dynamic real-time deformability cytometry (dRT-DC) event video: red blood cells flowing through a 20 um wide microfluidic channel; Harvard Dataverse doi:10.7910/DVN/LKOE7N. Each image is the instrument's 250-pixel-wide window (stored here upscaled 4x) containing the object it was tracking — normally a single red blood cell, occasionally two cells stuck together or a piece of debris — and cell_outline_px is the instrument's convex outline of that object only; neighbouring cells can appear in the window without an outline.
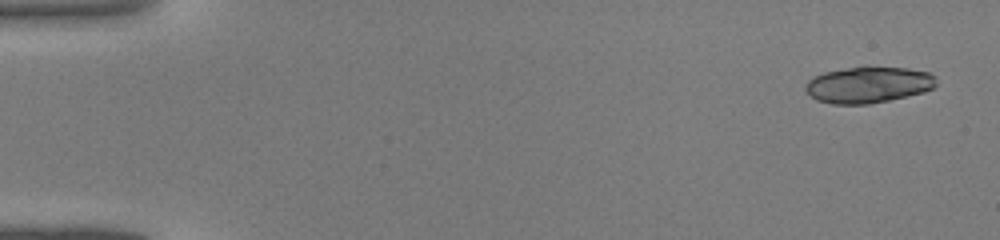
{"species": "common noctule bat (a hibernating species)", "species_latin": "Nyctalus noctula", "temperature_condition": "warm", "stored_images_in_passage": 42, "camera_frame_rate_fps": 3000, "um_per_image_px": 0.085, "animal": {"sex": "male", "body_mass_g": 19.0, "forearm_length_mm": 50.8}, "frame": {"image": 1, "passage_image": 1, "time_ms": 0.0, "image_size_px": [1000, 240], "cell_outline_px": [[936, 84], [932, 88], [924, 92], [888, 100], [868, 104], [832, 104], [816, 100], [804, 88], [804, 84], [812, 76], [824, 72], [848, 68], [908, 68], [928, 72], [936, 76]], "centroid_in_image_um": [73.78, 7.22], "position_along_channel_um": 11.2, "area_um2": 27.34}}
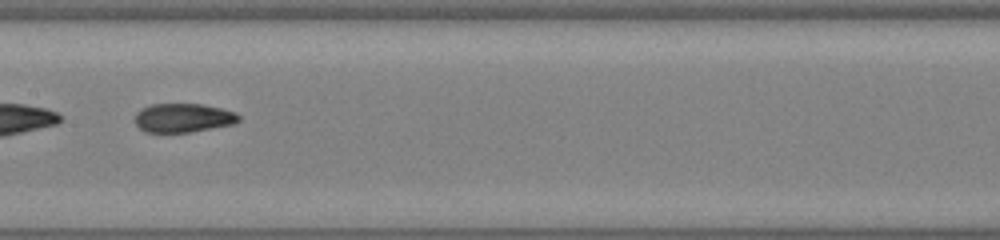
{"frame": {"image": 2, "passage_image": 22, "time_ms": 7.0, "image_size_px": [1000, 240], "cell_outline_px": [[240, 120], [236, 124], [188, 132], [148, 132], [140, 128], [136, 124], [136, 112], [140, 108], [152, 104], [204, 104], [236, 112], [240, 116]], "centroid_in_image_um": [15.6, 10.01], "position_along_channel_um": 191.8, "area_um2": 17.51}}
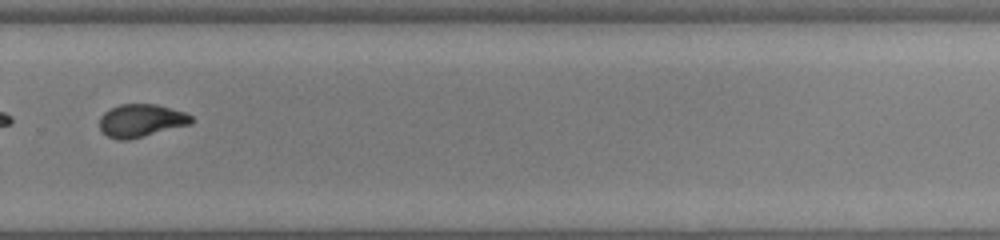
{"frame": {"image": 3, "passage_image": 30, "time_ms": 9.667, "image_size_px": [1000, 240], "cell_outline_px": [[192, 124], [128, 140], [120, 140], [108, 136], [100, 128], [100, 116], [104, 112], [120, 104], [156, 104], [172, 108], [184, 112], [192, 116]], "centroid_in_image_um": [12.01, 10.24], "position_along_channel_um": 317.8, "area_um2": 17.51}}